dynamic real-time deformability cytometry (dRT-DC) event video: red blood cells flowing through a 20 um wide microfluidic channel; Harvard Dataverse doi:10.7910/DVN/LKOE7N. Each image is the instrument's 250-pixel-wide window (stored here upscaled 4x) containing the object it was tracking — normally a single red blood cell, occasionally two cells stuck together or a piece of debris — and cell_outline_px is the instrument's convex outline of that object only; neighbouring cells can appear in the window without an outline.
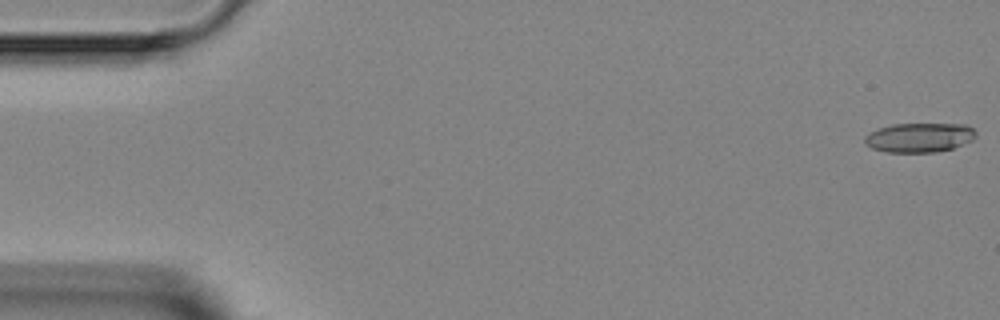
{"species": "Egyptian fruit bat (a non-hibernating species)", "species_latin": "Rousettus aegyptiacus", "temperature_condition": "room temperature", "stored_images_in_passage": 4, "camera_frame_rate_fps": 3000, "um_per_image_px": 0.085, "animal": {"sex": "female"}, "frame": {"image": 1, "passage_image": 1, "time_ms": 0.0, "image_size_px": [1000, 320], "cell_outline_px": [[976, 136], [972, 140], [952, 148], [936, 152], [884, 152], [872, 148], [864, 140], [864, 136], [876, 128], [892, 124], [968, 124], [976, 132]], "centroid_in_image_um": [78.14, 11.68], "position_along_channel_um": 6.9, "area_um2": 19.07}}
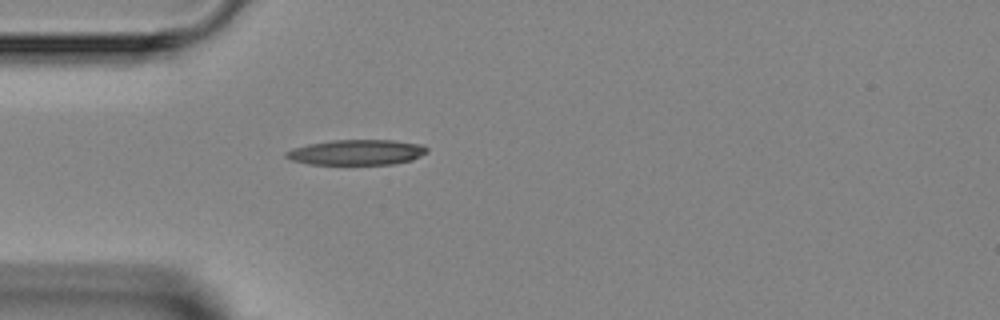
{"frame": {"image": 2, "passage_image": 4, "time_ms": 4.333, "image_size_px": [1000, 320], "cell_outline_px": [[428, 152], [412, 160], [392, 164], [308, 164], [292, 160], [284, 156], [284, 152], [292, 148], [308, 144], [332, 140], [392, 140], [424, 144], [428, 148]], "centroid_in_image_um": [30.33, 12.94], "position_along_channel_um": 54.7, "area_um2": 20.92}}